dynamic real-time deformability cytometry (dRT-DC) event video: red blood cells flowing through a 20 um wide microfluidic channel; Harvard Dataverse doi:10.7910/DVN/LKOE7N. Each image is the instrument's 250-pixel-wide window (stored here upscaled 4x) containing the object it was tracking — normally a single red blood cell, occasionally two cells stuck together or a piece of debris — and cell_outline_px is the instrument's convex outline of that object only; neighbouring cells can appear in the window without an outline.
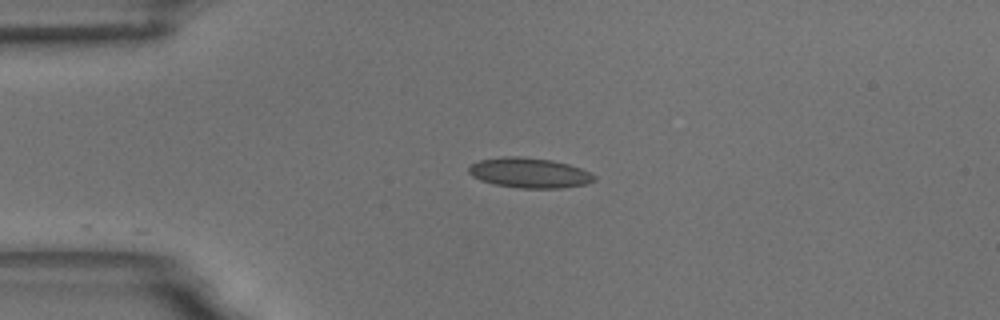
{"species": "common noctule bat (a hibernating species)", "species_latin": "Nyctalus noctula", "temperature_condition": "room temperature", "stored_images_in_passage": 10, "camera_frame_rate_fps": 3000, "um_per_image_px": 0.085, "animal": {"sex": "male", "body_mass_g": 18.8}, "frame": {"image": 1, "passage_image": 1, "time_ms": 0.0, "image_size_px": [1000, 320], "cell_outline_px": [[596, 180], [584, 184], [560, 188], [516, 188], [492, 184], [480, 180], [472, 176], [468, 172], [468, 168], [472, 164], [480, 160], [504, 156], [520, 156], [552, 160], [568, 164], [580, 168], [596, 176]], "centroid_in_image_um": [44.97, 14.69], "position_along_channel_um": 40.0, "area_um2": 22.02}}